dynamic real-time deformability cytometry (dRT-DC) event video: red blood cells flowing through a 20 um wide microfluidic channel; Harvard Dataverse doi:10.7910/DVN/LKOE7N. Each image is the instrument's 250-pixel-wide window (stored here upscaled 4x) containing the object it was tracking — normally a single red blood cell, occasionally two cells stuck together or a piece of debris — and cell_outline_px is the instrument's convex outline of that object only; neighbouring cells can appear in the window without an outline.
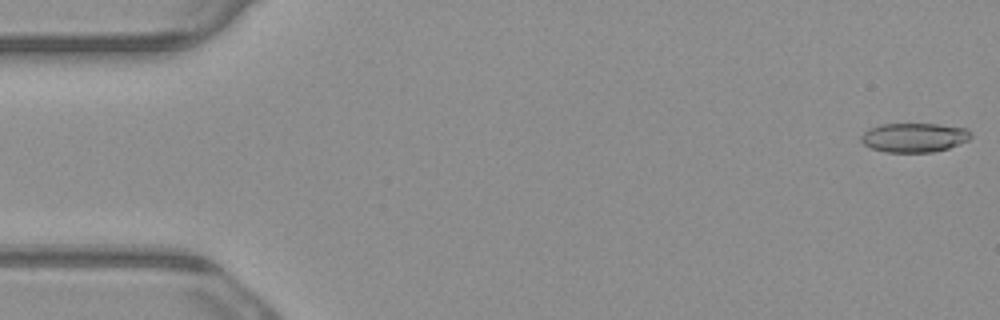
{"species": "common noctule bat (a hibernating species)", "species_latin": "Nyctalus noctula", "temperature_condition": "warm", "stored_images_in_passage": 4, "camera_frame_rate_fps": 3000, "um_per_image_px": 0.085, "animal": {"sex": "male", "body_mass_g": 23.1, "forearm_length_mm": 52.7}, "frame": {"image": 1, "passage_image": 1, "time_ms": 0.0, "image_size_px": [1000, 320], "cell_outline_px": [[972, 136], [968, 140], [948, 148], [932, 152], [884, 152], [872, 148], [864, 144], [860, 140], [860, 136], [868, 128], [880, 124], [936, 124], [968, 128]], "centroid_in_image_um": [77.68, 11.68], "position_along_channel_um": 7.3, "area_um2": 18.73}}
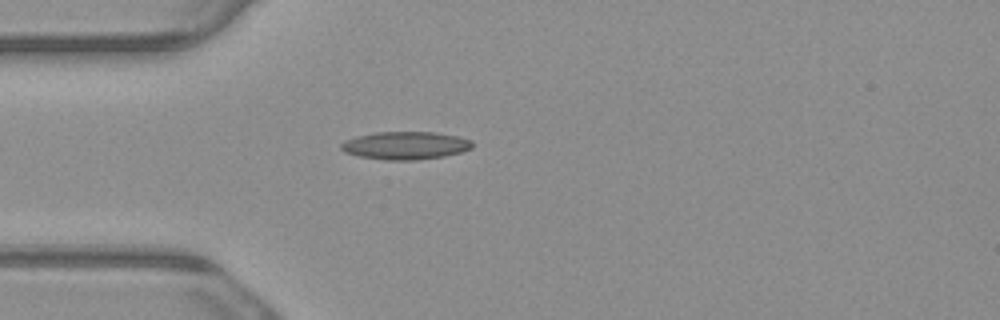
{"frame": {"image": 2, "passage_image": 4, "time_ms": 1.0, "image_size_px": [1000, 320], "cell_outline_px": [[472, 148], [460, 152], [444, 156], [416, 160], [384, 160], [360, 156], [344, 152], [340, 148], [340, 144], [344, 140], [356, 136], [376, 132], [436, 132], [460, 136], [472, 140]], "centroid_in_image_um": [34.46, 12.36], "position_along_channel_um": 50.5, "area_um2": 21.44}}